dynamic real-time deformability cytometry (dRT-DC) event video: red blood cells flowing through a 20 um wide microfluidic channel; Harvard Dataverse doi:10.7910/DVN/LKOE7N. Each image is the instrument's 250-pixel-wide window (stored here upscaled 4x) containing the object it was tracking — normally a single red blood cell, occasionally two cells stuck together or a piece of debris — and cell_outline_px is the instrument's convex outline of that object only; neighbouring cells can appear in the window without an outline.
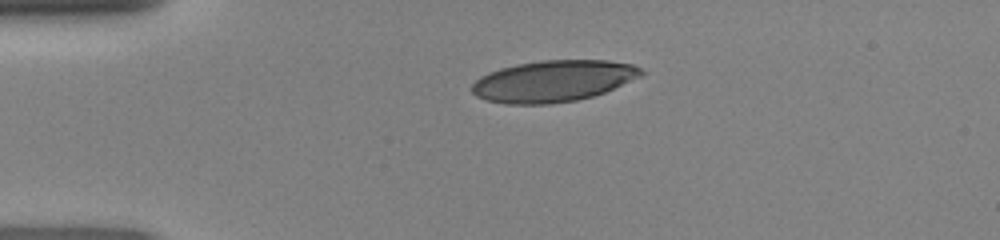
{"species": "human", "species_latin": "Homo sapiens", "temperature_condition": "room temperature", "stored_images_in_passage": 38, "camera_frame_rate_fps": 3000, "um_per_image_px": 0.085, "donor": {"sex": "female"}, "frame": {"image": 1, "passage_image": 1, "time_ms": 0.0, "image_size_px": [1000, 240], "cell_outline_px": [[644, 72], [640, 76], [604, 92], [592, 96], [576, 100], [548, 104], [504, 104], [488, 100], [476, 96], [472, 92], [472, 84], [480, 76], [488, 72], [500, 68], [516, 64], [540, 60], [608, 60], [632, 64], [640, 68]], "centroid_in_image_um": [46.99, 6.88], "position_along_channel_um": 38.0, "area_um2": 40.75}}
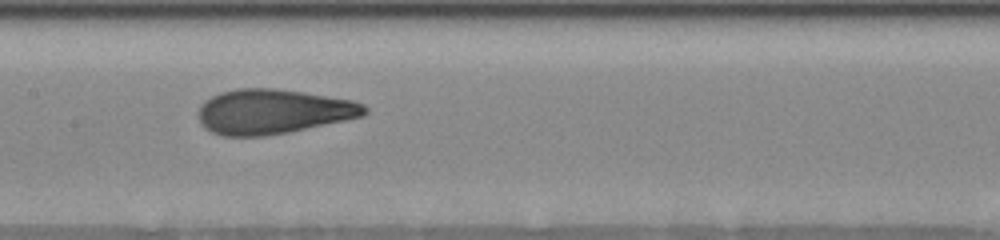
{"frame": {"image": 2, "passage_image": 14, "time_ms": 4.333, "image_size_px": [1000, 240], "cell_outline_px": [[368, 112], [364, 116], [288, 132], [264, 136], [224, 136], [212, 132], [204, 128], [200, 124], [200, 104], [204, 100], [220, 92], [236, 88], [276, 88], [304, 92], [352, 100], [364, 104], [368, 108]], "centroid_in_image_um": [23.21, 9.47], "position_along_channel_um": 184.2, "area_um2": 43.41}}
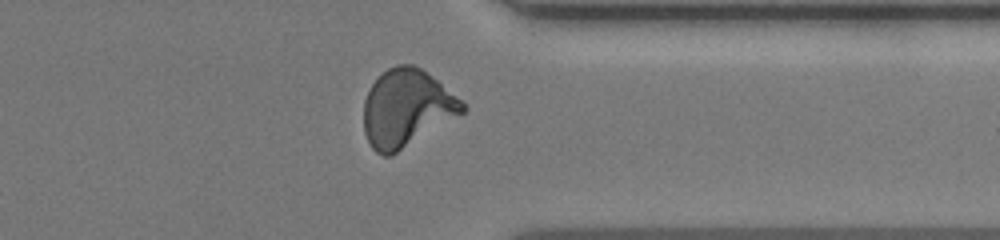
{"frame": {"image": 3, "passage_image": 28, "time_ms": 9.0, "image_size_px": [1000, 240], "cell_outline_px": [[468, 108], [464, 112], [392, 156], [384, 156], [376, 152], [372, 148], [364, 132], [364, 100], [372, 84], [388, 68], [396, 64], [412, 64], [420, 68], [436, 80], [460, 100]], "centroid_in_image_um": [34.53, 9.22], "position_along_channel_um": 376.9, "area_um2": 43.93}}